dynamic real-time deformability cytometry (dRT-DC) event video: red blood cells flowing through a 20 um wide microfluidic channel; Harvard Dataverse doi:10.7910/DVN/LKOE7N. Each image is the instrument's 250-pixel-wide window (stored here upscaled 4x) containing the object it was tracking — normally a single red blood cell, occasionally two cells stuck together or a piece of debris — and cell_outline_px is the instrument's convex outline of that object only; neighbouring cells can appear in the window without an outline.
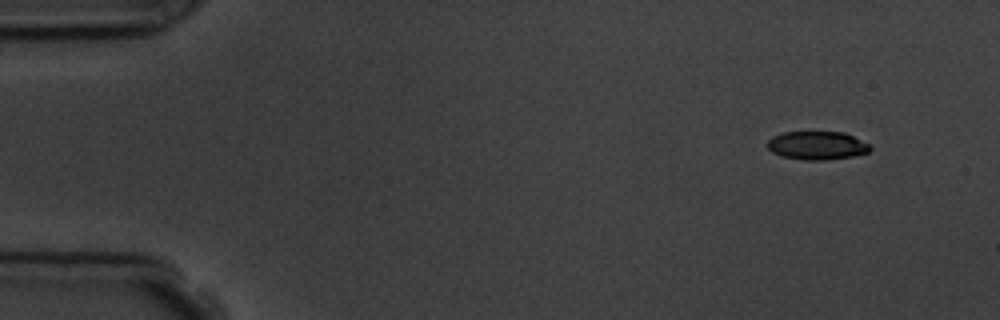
{"species": "common noctule bat (a hibernating species)", "species_latin": "Nyctalus noctula", "temperature_condition": "room temperature", "stored_images_in_passage": 5, "segment_of_instrument_passage": [2, 2], "camera_frame_rate_fps": 3000, "um_per_image_px": 0.085, "animal": {"sex": "male", "body_mass_g": 19.5, "forearm_length_mm": 54.6}, "frame": {"image": 1, "passage_image": 5, "time_ms": 6.667, "image_size_px": [1000, 320], "cell_outline_px": [[872, 148], [868, 152], [852, 156], [824, 160], [804, 160], [780, 156], [772, 152], [768, 148], [768, 140], [772, 136], [784, 132], [844, 132], [868, 144]], "centroid_in_image_um": [69.42, 12.37], "position_along_channel_um": 15.6, "area_um2": 16.88}}